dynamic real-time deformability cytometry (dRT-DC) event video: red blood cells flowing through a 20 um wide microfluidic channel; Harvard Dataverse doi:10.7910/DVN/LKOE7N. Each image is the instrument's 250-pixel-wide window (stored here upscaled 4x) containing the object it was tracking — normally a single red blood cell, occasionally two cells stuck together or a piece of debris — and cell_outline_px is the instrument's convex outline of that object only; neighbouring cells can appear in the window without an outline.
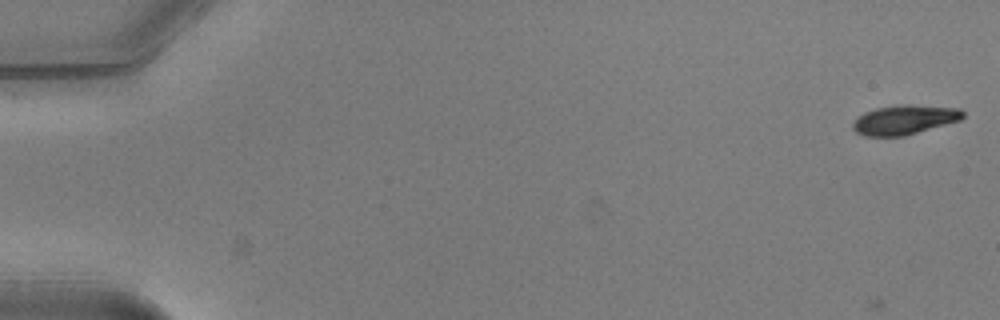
{"species": "common noctule bat (a hibernating species)", "species_latin": "Nyctalus noctula", "temperature_condition": "warm", "stored_images_in_passage": 52, "camera_frame_rate_fps": 3000, "um_per_image_px": 0.085, "animal": {"sex": "male", "body_mass_g": 20.5, "forearm_length_mm": 52.5}, "frame": {"image": 1, "passage_image": 1, "time_ms": 0.0, "image_size_px": [1000, 320], "cell_outline_px": [[964, 116], [960, 120], [904, 136], [864, 136], [856, 132], [852, 128], [852, 124], [864, 112], [876, 108], [896, 104], [908, 104], [960, 108], [964, 112]], "centroid_in_image_um": [76.88, 10.17], "position_along_channel_um": 8.1, "area_um2": 18.9}}
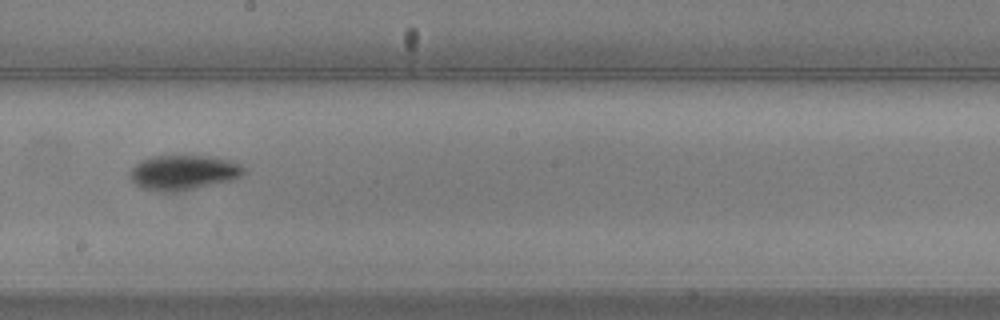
{"frame": {"image": 2, "passage_image": 30, "time_ms": 9.667, "image_size_px": [1000, 320], "cell_outline_px": [[244, 172], [240, 176], [232, 180], [176, 192], [160, 192], [140, 188], [132, 180], [132, 168], [140, 160], [152, 156], [208, 156], [228, 160], [240, 164], [244, 168]], "centroid_in_image_um": [15.57, 14.67], "position_along_channel_um": 232.6, "area_um2": 22.89}}
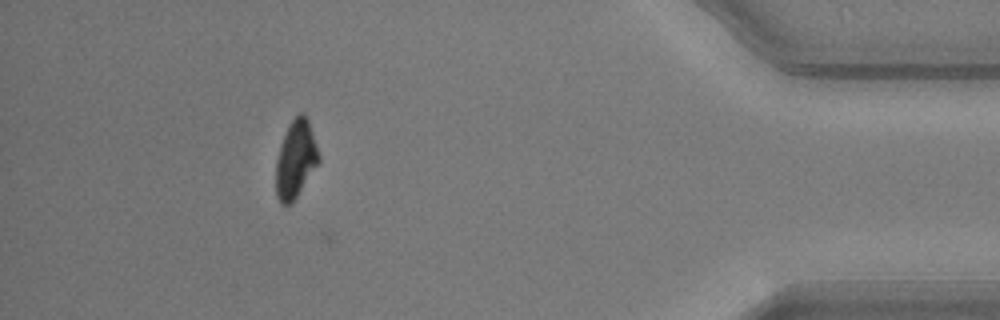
{"frame": {"image": 3, "passage_image": 47, "time_ms": 15.333, "image_size_px": [1000, 320], "cell_outline_px": [[320, 160], [292, 204], [280, 204], [276, 196], [276, 160], [280, 144], [288, 124], [300, 112], [304, 112], [308, 120], [320, 156]], "centroid_in_image_um": [25.11, 13.54], "position_along_channel_um": 410.1, "area_um2": 19.36}, "authors_computed_cell_mechanics": {"area_um2": 20.519, "velocity_mm_per_s": 3.9914, "shape_relaxation_time_tau1_ms": 1.6615, "shape_relaxation_time_tau2_ms": null, "deformation_change_tau1": 0.1333, "deformation_change_tau2": null}}